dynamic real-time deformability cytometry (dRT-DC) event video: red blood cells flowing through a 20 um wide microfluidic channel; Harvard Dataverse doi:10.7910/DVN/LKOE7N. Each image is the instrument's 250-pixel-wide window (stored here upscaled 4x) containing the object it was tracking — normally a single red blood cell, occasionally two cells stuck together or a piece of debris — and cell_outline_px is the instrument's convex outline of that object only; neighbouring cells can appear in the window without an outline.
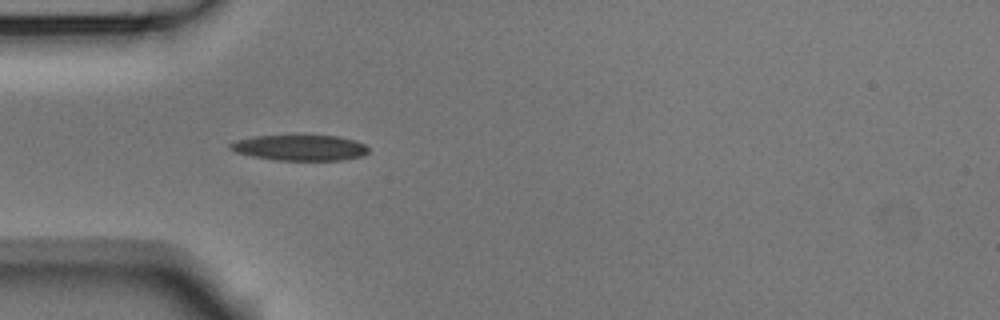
{"species": "Egyptian fruit bat (a non-hibernating species)", "species_latin": "Rousettus aegyptiacus", "temperature_condition": "room temperature", "stored_images_in_passage": 38, "camera_frame_rate_fps": 3000, "um_per_image_px": 0.085, "animal": {"sex": "male"}, "frame": {"image": 1, "passage_image": 1, "time_ms": 0.0, "image_size_px": [1000, 320], "cell_outline_px": [[368, 152], [364, 156], [340, 160], [276, 160], [252, 156], [236, 152], [228, 148], [228, 144], [236, 140], [252, 136], [292, 132], [304, 132], [340, 136], [356, 140], [364, 144], [368, 148]], "centroid_in_image_um": [25.48, 12.48], "position_along_channel_um": 59.5, "area_um2": 22.14}}
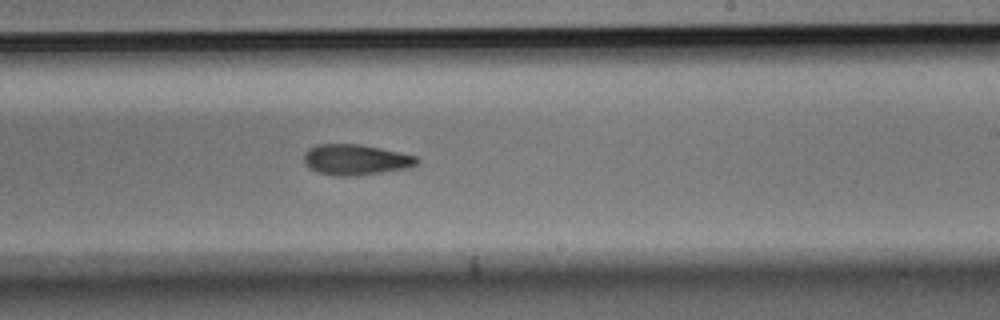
{"frame": {"image": 2, "passage_image": 17, "time_ms": 5.333, "image_size_px": [1000, 320], "cell_outline_px": [[420, 160], [416, 164], [408, 168], [352, 176], [336, 176], [316, 172], [308, 168], [304, 164], [304, 152], [308, 148], [316, 144], [360, 144], [400, 152], [416, 156]], "centroid_in_image_um": [30.18, 13.57], "position_along_channel_um": 258.8, "area_um2": 20.29}}
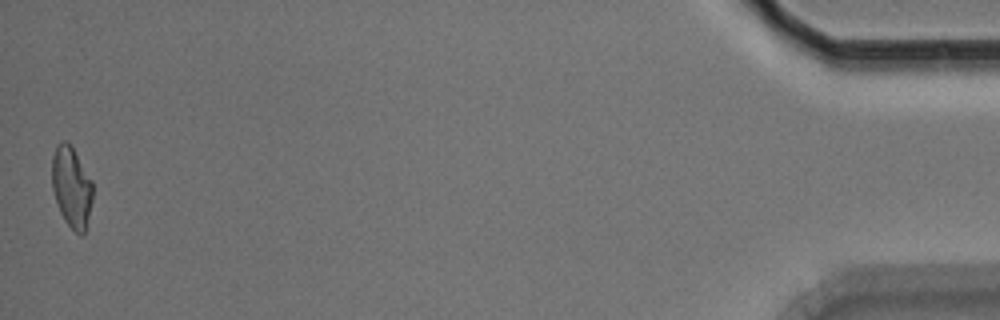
{"frame": {"image": 3, "passage_image": 38, "time_ms": 12.333, "image_size_px": [1000, 320], "cell_outline_px": [[92, 200], [84, 232], [80, 236], [64, 220], [60, 212], [52, 188], [52, 156], [56, 144], [60, 140], [68, 140], [72, 144], [92, 180]], "centroid_in_image_um": [6.07, 15.81], "position_along_channel_um": 429.1, "area_um2": 19.36}, "authors_computed_cell_mechanics": {"area_um2": 20.3167, "velocity_mm_per_s": 3.7775, "shape_relaxation_time_tau1_ms": 7.7437, "shape_relaxation_time_tau2_ms": 8.7192, "deformation_change_tau1": 0.1746, "deformation_change_tau2": 0.189}}